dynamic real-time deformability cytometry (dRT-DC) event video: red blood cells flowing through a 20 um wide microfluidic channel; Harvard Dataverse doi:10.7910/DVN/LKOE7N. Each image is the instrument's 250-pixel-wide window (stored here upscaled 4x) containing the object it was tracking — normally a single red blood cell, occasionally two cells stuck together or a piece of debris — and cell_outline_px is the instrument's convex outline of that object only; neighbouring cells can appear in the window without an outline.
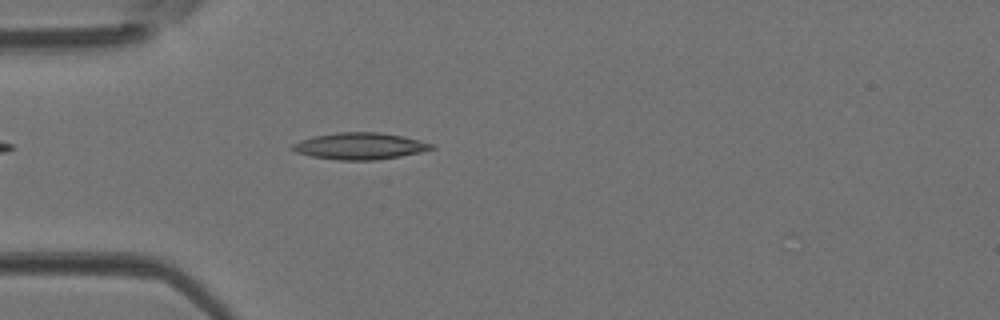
{"species": "Egyptian fruit bat (a non-hibernating species)", "species_latin": "Rousettus aegyptiacus", "temperature_condition": "room temperature", "stored_images_in_passage": 37, "camera_frame_rate_fps": 3000, "um_per_image_px": 0.085, "animal": {"sex": "female"}, "frame": {"image": 1, "passage_image": 7, "time_ms": 2.0, "image_size_px": [1000, 320], "cell_outline_px": [[436, 148], [420, 152], [400, 156], [376, 160], [336, 160], [312, 156], [296, 152], [292, 148], [292, 144], [300, 140], [312, 136], [336, 132], [376, 132], [400, 136], [420, 140], [436, 144]], "centroid_in_image_um": [30.6, 12.41], "position_along_channel_um": 54.4, "area_um2": 21.62}}
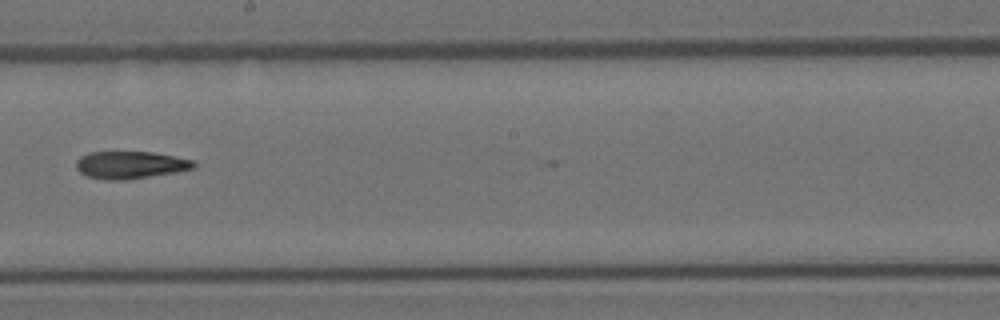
{"frame": {"image": 2, "passage_image": 19, "time_ms": 6.0, "image_size_px": [1000, 320], "cell_outline_px": [[196, 168], [176, 172], [124, 180], [104, 180], [84, 176], [76, 168], [76, 160], [80, 156], [88, 152], [152, 152], [192, 160], [196, 164]], "centroid_in_image_um": [11.03, 14.02], "position_along_channel_um": 237.2, "area_um2": 18.84}}
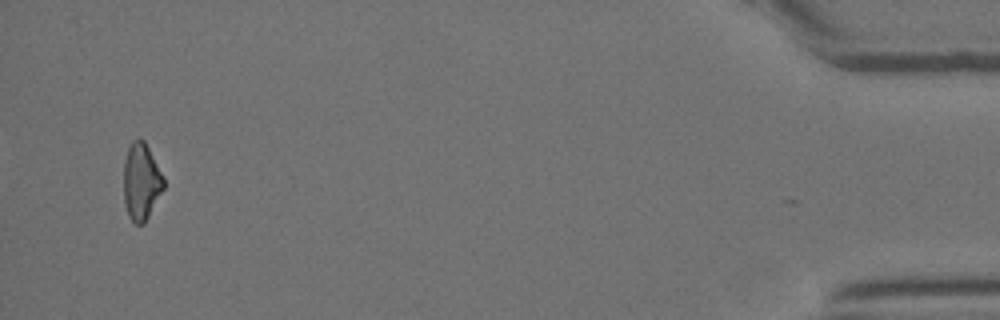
{"frame": {"image": 3, "passage_image": 36, "time_ms": 11.667, "image_size_px": [1000, 320], "cell_outline_px": [[164, 188], [144, 224], [136, 224], [128, 216], [124, 204], [124, 160], [128, 148], [132, 140], [140, 136], [144, 140], [164, 176]], "centroid_in_image_um": [12.0, 15.41], "position_along_channel_um": 423.2, "area_um2": 18.09}}